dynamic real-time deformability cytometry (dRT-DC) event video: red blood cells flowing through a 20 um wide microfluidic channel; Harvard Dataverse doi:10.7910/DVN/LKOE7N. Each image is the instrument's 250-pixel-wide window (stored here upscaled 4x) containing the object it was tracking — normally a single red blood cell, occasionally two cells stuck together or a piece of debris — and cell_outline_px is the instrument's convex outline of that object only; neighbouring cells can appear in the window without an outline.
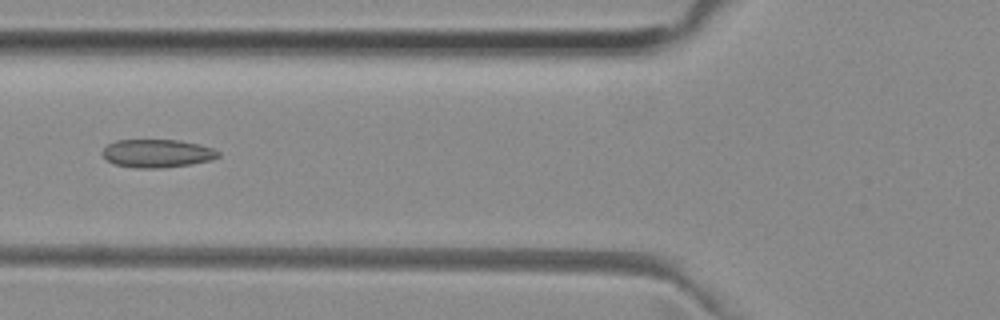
{"species": "common noctule bat (a hibernating species)", "species_latin": "Nyctalus noctula", "temperature_condition": "room temperature", "stored_images_in_passage": 51, "camera_frame_rate_fps": 3000, "um_per_image_px": 0.085, "animal": {"sex": "female", "body_mass_g": 29.2, "forearm_length_mm": 56.3}, "frame": {"image": 1, "passage_image": 19, "time_ms": 6.0, "image_size_px": [1000, 320], "cell_outline_px": [[220, 156], [212, 160], [192, 164], [160, 168], [136, 168], [112, 164], [100, 152], [108, 144], [116, 140], [180, 140], [200, 144], [212, 148], [220, 152]], "centroid_in_image_um": [13.37, 13.04], "position_along_channel_um": 112.4, "area_um2": 19.19}}
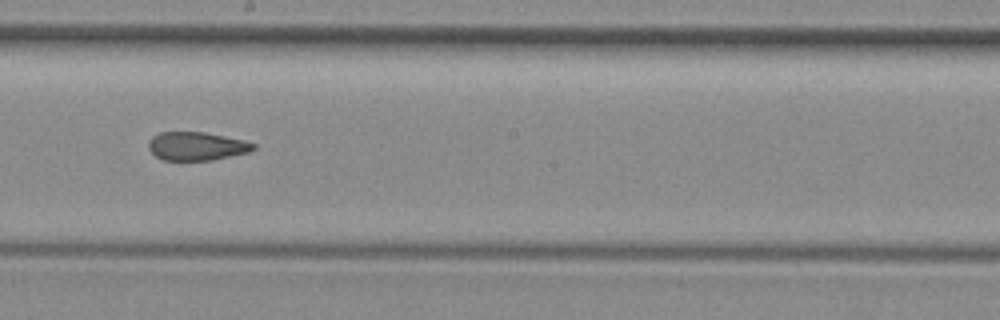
{"frame": {"image": 2, "passage_image": 28, "time_ms": 9.0, "image_size_px": [1000, 320], "cell_outline_px": [[256, 148], [248, 152], [212, 160], [164, 160], [156, 156], [148, 148], [148, 140], [152, 136], [160, 132], [204, 132], [244, 140], [256, 144]], "centroid_in_image_um": [16.7, 12.42], "position_along_channel_um": 231.5, "area_um2": 17.34}}
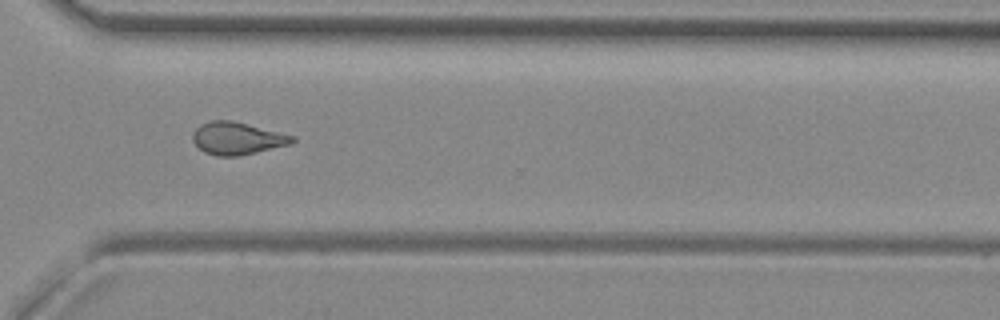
{"frame": {"image": 3, "passage_image": 37, "time_ms": 12.0, "image_size_px": [1000, 320], "cell_outline_px": [[296, 140], [292, 144], [240, 156], [216, 156], [204, 152], [192, 140], [192, 136], [196, 128], [200, 124], [212, 120], [232, 120], [296, 136]], "centroid_in_image_um": [20.19, 11.76], "position_along_channel_um": 350.4, "area_um2": 18.96}, "authors_computed_cell_mechanics": {"area_um2": 18.9006, "velocity_mm_per_s": 3.9693, "shape_relaxation_time_tau1_ms": null, "shape_relaxation_time_tau2_ms": 1.9009, "deformation_change_tau1": null, "deformation_change_tau2": 0.0989}}